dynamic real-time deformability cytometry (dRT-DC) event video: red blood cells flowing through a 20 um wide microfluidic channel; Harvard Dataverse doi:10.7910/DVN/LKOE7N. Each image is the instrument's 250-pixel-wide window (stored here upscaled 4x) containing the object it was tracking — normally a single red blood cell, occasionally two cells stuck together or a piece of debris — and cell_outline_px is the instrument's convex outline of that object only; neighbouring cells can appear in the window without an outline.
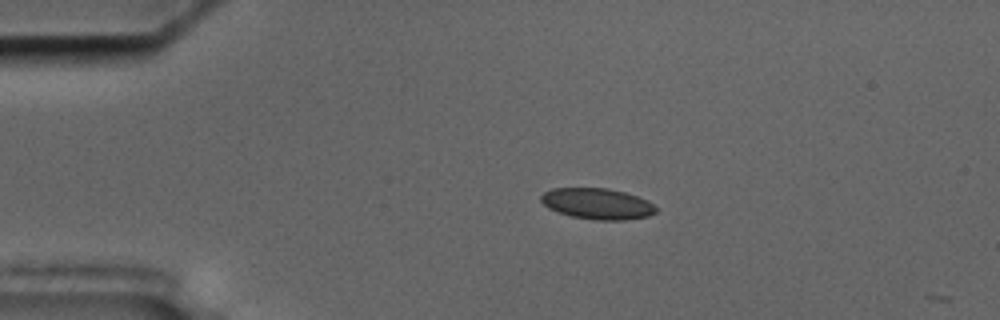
{"species": "common noctule bat (a hibernating species)", "species_latin": "Nyctalus noctula", "temperature_condition": "cold", "stored_images_in_passage": 2, "camera_frame_rate_fps": 3000, "um_per_image_px": 0.085, "animal": {"sex": "male", "body_mass_g": 17.5, "forearm_length_mm": 52.3}, "frame": {"image": 1, "passage_image": 1, "time_ms": 0.0, "image_size_px": [1000, 320], "cell_outline_px": [[656, 212], [648, 216], [624, 220], [596, 220], [572, 216], [548, 208], [540, 200], [540, 196], [544, 192], [552, 188], [608, 188], [624, 192], [648, 200], [656, 208]], "centroid_in_image_um": [50.76, 17.31], "position_along_channel_um": 34.2, "area_um2": 20.63}}